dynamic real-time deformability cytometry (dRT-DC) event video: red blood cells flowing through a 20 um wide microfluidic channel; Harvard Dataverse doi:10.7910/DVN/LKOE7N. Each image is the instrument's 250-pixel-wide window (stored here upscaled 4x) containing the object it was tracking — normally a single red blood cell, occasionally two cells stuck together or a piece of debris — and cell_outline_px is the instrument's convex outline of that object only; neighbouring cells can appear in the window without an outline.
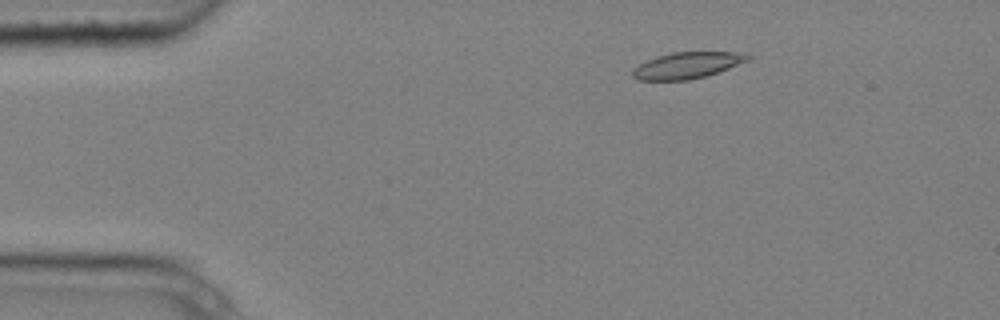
{"species": "common noctule bat (a hibernating species)", "species_latin": "Nyctalus noctula", "temperature_condition": "cold", "stored_images_in_passage": 5, "camera_frame_rate_fps": 3000, "um_per_image_px": 0.085, "animal": {"sex": "male", "body_mass_g": 20.4}, "frame": {"image": 1, "passage_image": 2, "time_ms": 0.333, "image_size_px": [1000, 320], "cell_outline_px": [[752, 56], [748, 60], [728, 68], [704, 76], [688, 80], [636, 80], [632, 76], [632, 68], [656, 56], [672, 52], [748, 52]], "centroid_in_image_um": [58.39, 5.54], "position_along_channel_um": 26.6, "area_um2": 17.63}}